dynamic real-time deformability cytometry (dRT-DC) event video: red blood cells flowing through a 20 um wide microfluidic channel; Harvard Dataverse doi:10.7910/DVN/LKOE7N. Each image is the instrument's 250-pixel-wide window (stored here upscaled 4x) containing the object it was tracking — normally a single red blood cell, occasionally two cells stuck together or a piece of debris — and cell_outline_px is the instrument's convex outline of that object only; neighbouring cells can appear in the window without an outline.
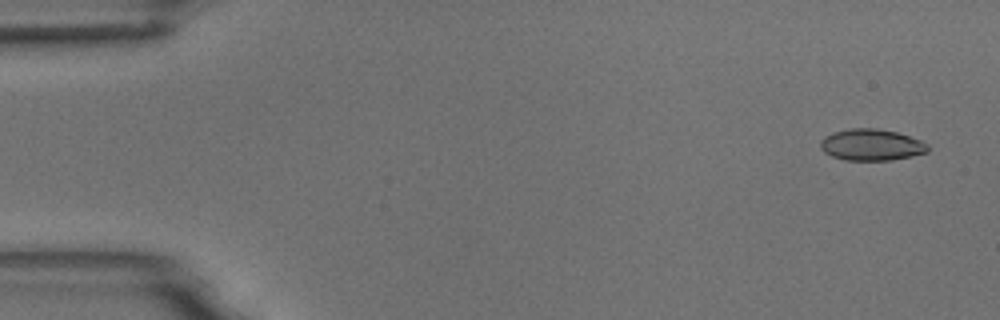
{"species": "common noctule bat (a hibernating species)", "species_latin": "Nyctalus noctula", "temperature_condition": "room temperature", "stored_images_in_passage": 6, "camera_frame_rate_fps": 3000, "um_per_image_px": 0.085, "animal": {"sex": "male", "body_mass_g": 18.8}, "frame": {"image": 1, "passage_image": 1, "time_ms": 0.0, "image_size_px": [1000, 320], "cell_outline_px": [[928, 152], [912, 156], [892, 160], [844, 160], [832, 156], [824, 152], [820, 148], [820, 140], [824, 136], [836, 132], [852, 128], [876, 128], [896, 132], [920, 140], [928, 144]], "centroid_in_image_um": [74.06, 12.32], "position_along_channel_um": 10.9, "area_um2": 19.65}}
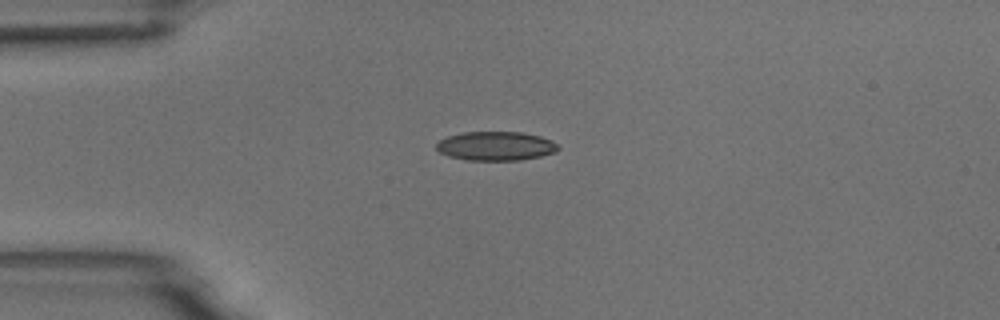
{"frame": {"image": 2, "passage_image": 4, "time_ms": 3.667, "image_size_px": [1000, 320], "cell_outline_px": [[560, 148], [556, 152], [540, 156], [520, 160], [468, 160], [448, 156], [440, 152], [436, 148], [436, 144], [440, 140], [448, 136], [464, 132], [520, 132], [540, 136], [552, 140]], "centroid_in_image_um": [42.15, 12.41], "position_along_channel_um": 42.9, "area_um2": 20.52}}